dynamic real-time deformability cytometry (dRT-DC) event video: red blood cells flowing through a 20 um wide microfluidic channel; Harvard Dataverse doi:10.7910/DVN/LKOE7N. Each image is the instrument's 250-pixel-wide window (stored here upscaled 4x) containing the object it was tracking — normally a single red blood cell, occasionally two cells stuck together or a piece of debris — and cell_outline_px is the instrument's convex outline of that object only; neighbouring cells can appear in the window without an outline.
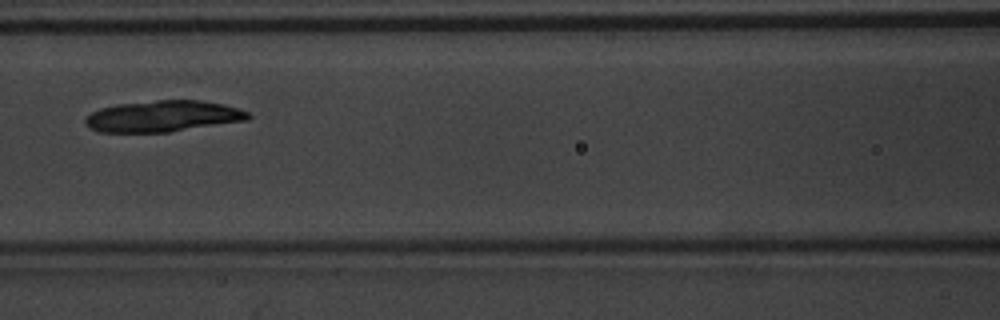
{"species": "common noctule bat (a hibernating species)", "species_latin": "Nyctalus noctula", "temperature_condition": "warm", "stored_images_in_passage": 4, "camera_frame_rate_fps": 3000, "um_per_image_px": 0.085, "animal": {"sex": "male", "body_mass_g": 20.1, "forearm_length_mm": 53.5}, "frame": {"image": 1, "passage_image": 3, "time_ms": 0.667, "image_size_px": [1000, 320], "cell_outline_px": [[252, 116], [248, 120], [168, 132], [96, 132], [88, 128], [84, 124], [84, 120], [92, 112], [100, 108], [116, 104], [156, 100], [200, 100], [224, 104], [240, 108], [248, 112]], "centroid_in_image_um": [13.84, 9.88], "position_along_channel_um": 152.8, "area_um2": 29.88}}